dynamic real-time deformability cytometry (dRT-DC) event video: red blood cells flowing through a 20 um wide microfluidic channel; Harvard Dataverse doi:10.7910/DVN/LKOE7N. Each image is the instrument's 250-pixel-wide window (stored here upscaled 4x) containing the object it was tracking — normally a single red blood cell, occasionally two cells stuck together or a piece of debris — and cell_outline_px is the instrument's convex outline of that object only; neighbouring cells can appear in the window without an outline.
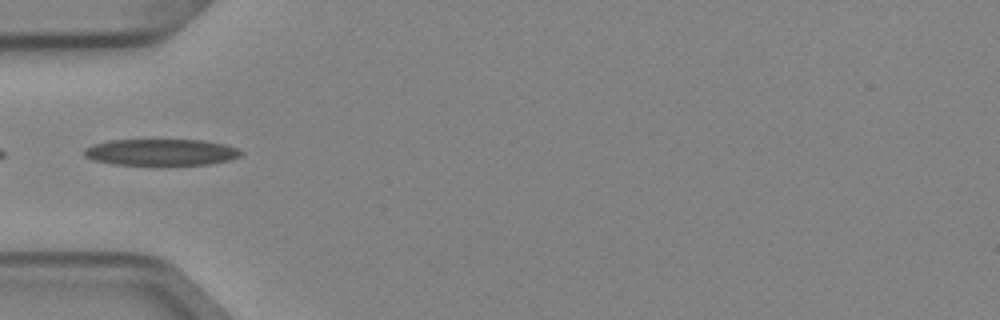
{"species": "Egyptian fruit bat (a non-hibernating species)", "species_latin": "Rousettus aegyptiacus", "temperature_condition": "cold", "stored_images_in_passage": 2, "camera_frame_rate_fps": 3000, "um_per_image_px": 0.085, "animal": {"sex": "female"}, "frame": {"image": 1, "passage_image": 1, "time_ms": 0.0, "image_size_px": [1000, 320], "cell_outline_px": [[244, 152], [240, 156], [232, 160], [212, 164], [112, 164], [92, 160], [84, 156], [84, 148], [92, 144], [108, 140], [204, 140], [224, 144], [236, 148]], "centroid_in_image_um": [13.69, 12.93], "position_along_channel_um": 71.3, "area_um2": 24.22}}
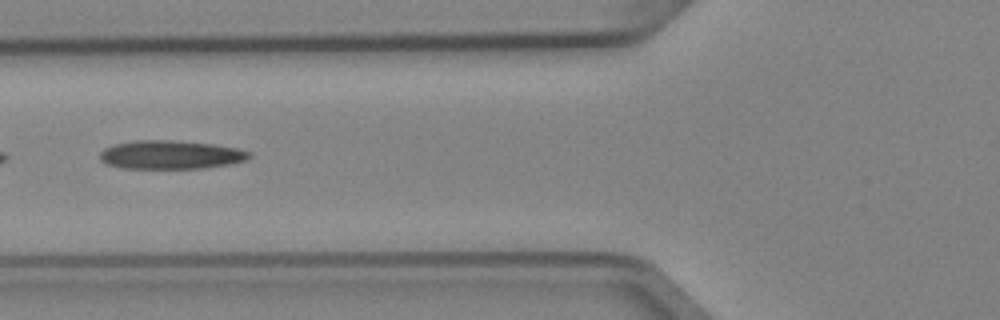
{"frame": {"image": 2, "passage_image": 2, "time_ms": 0.333, "image_size_px": [1000, 320], "cell_outline_px": [[252, 156], [248, 160], [228, 164], [204, 168], [124, 168], [108, 164], [100, 160], [100, 152], [104, 148], [116, 144], [136, 140], [168, 140], [212, 144], [236, 148], [252, 152]], "centroid_in_image_um": [14.53, 13.15], "position_along_channel_um": 111.3, "area_um2": 24.74}}